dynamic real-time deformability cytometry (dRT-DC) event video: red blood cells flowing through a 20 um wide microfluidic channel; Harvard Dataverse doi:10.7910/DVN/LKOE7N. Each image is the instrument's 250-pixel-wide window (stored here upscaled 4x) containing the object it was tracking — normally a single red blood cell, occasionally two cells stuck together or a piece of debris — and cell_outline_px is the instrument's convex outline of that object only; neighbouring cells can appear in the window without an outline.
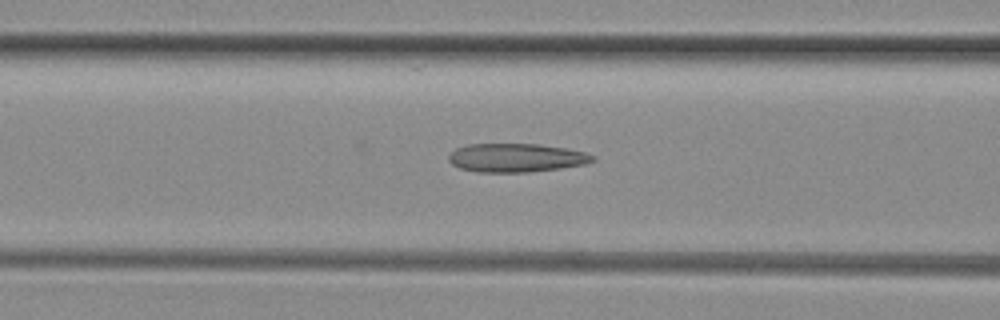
{"species": "common noctule bat (a hibernating species)", "species_latin": "Nyctalus noctula", "temperature_condition": "room temperature", "stored_images_in_passage": 31, "camera_frame_rate_fps": 3000, "um_per_image_px": 0.085, "animal": {"sex": "female", "body_mass_g": 29.2, "forearm_length_mm": 56.3}, "frame": {"image": 1, "passage_image": 12, "time_ms": 3.667, "image_size_px": [1000, 320], "cell_outline_px": [[596, 160], [588, 164], [560, 168], [528, 172], [476, 172], [460, 168], [452, 164], [448, 160], [448, 156], [456, 148], [468, 144], [536, 144], [564, 148], [584, 152], [596, 156]], "centroid_in_image_um": [43.89, 13.41], "position_along_channel_um": 122.7, "area_um2": 24.04}}
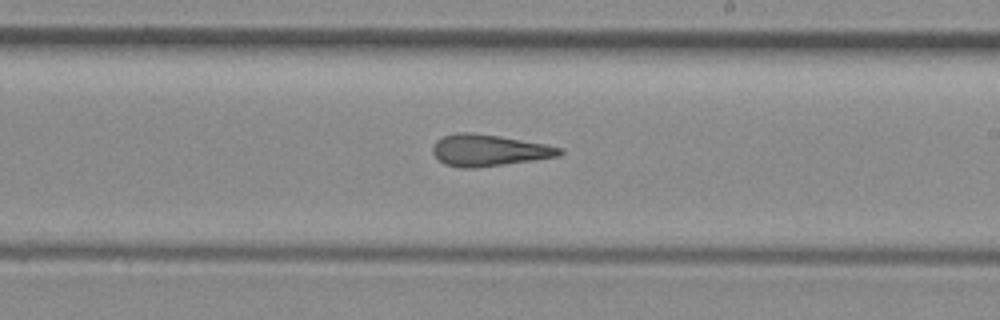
{"frame": {"image": 2, "passage_image": 21, "time_ms": 6.667, "image_size_px": [1000, 320], "cell_outline_px": [[564, 152], [560, 156], [476, 168], [460, 168], [444, 164], [432, 152], [432, 148], [436, 140], [444, 136], [456, 132], [472, 132], [500, 136], [544, 144], [564, 148]], "centroid_in_image_um": [41.54, 12.77], "position_along_channel_um": 247.5, "area_um2": 23.35}}
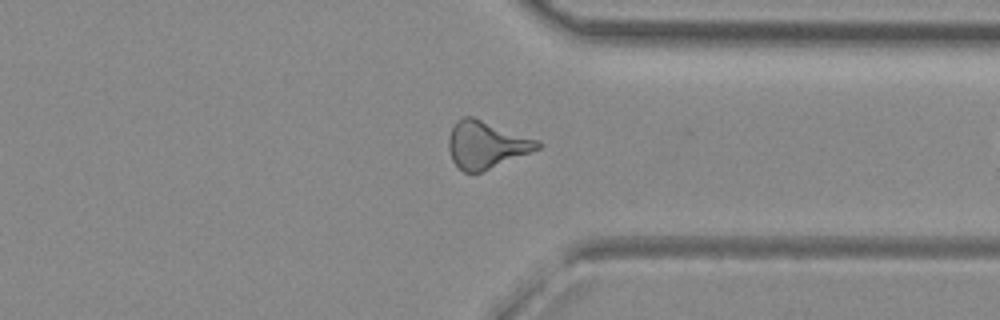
{"frame": {"image": 3, "passage_image": 30, "time_ms": 9.667, "image_size_px": [1000, 320], "cell_outline_px": [[544, 144], [540, 148], [480, 172], [464, 172], [452, 160], [448, 148], [448, 136], [456, 120], [464, 116], [472, 116], [540, 140]], "centroid_in_image_um": [41.33, 12.27], "position_along_channel_um": 370.1, "area_um2": 24.39}}